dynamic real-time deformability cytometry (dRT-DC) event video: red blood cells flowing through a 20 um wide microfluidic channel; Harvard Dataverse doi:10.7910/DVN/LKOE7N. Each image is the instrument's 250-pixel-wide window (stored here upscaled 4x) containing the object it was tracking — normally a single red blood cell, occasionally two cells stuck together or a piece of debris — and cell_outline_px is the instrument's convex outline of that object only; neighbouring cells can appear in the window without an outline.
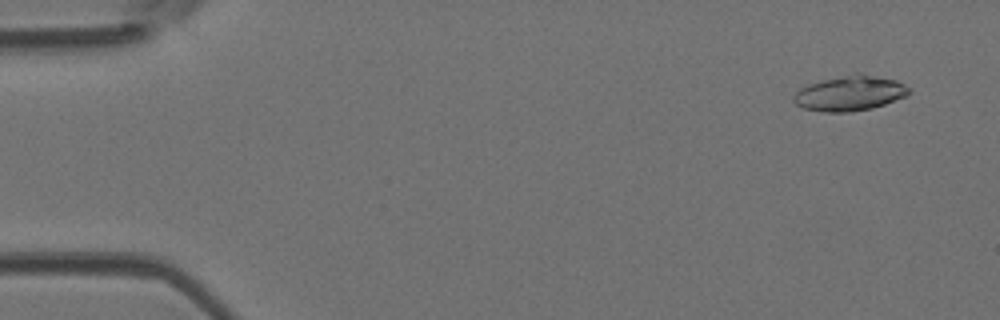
{"species": "Egyptian fruit bat (a non-hibernating species)", "species_latin": "Rousettus aegyptiacus", "temperature_condition": "room temperature", "stored_images_in_passage": 4, "camera_frame_rate_fps": 3000, "um_per_image_px": 0.085, "animal": {"sex": "female"}, "frame": {"image": 1, "passage_image": 1, "time_ms": 0.0, "image_size_px": [1000, 320], "cell_outline_px": [[912, 92], [904, 96], [884, 104], [872, 108], [848, 112], [824, 112], [804, 108], [796, 104], [792, 100], [792, 96], [800, 88], [808, 84], [824, 80], [860, 72], [896, 80], [912, 88]], "centroid_in_image_um": [72.25, 7.92], "position_along_channel_um": 12.8, "area_um2": 23.52}}